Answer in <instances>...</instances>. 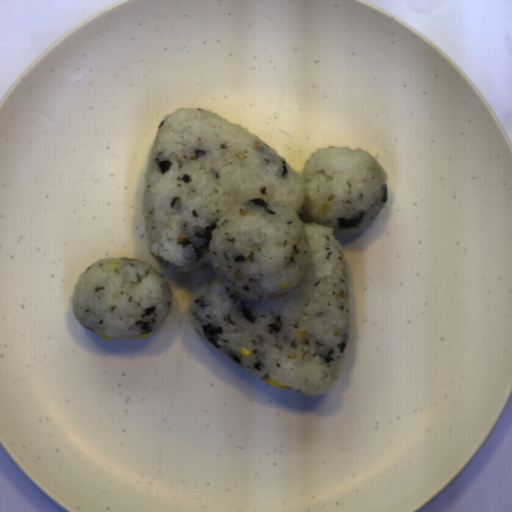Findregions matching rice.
Listing matches in <instances>:
<instances>
[{
    "label": "rice",
    "instance_id": "652b925c",
    "mask_svg": "<svg viewBox=\"0 0 512 512\" xmlns=\"http://www.w3.org/2000/svg\"><path fill=\"white\" fill-rule=\"evenodd\" d=\"M388 179L368 151L347 146L317 147L301 176L241 124L179 108L164 116L148 152L141 214L149 251L170 272L214 270L189 318L220 352L262 380L328 393L351 329L334 233L368 226L388 201Z\"/></svg>",
    "mask_w": 512,
    "mask_h": 512
},
{
    "label": "rice",
    "instance_id": "023b6e5f",
    "mask_svg": "<svg viewBox=\"0 0 512 512\" xmlns=\"http://www.w3.org/2000/svg\"><path fill=\"white\" fill-rule=\"evenodd\" d=\"M71 302L85 329L101 337L133 339L164 323L172 311L173 291L166 275L151 263L107 257L80 274Z\"/></svg>",
    "mask_w": 512,
    "mask_h": 512
}]
</instances>
